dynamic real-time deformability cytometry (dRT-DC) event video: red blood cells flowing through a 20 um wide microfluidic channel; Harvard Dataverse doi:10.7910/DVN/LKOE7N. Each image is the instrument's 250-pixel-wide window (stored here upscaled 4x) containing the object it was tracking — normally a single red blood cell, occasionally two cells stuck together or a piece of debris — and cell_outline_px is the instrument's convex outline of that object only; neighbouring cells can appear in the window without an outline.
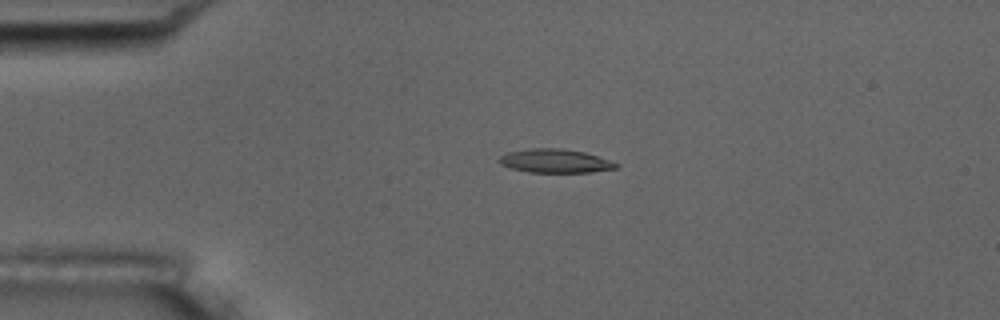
{"species": "common noctule bat (a hibernating species)", "species_latin": "Nyctalus noctula", "temperature_condition": "room temperature", "stored_images_in_passage": 5, "camera_frame_rate_fps": 3000, "um_per_image_px": 0.085, "animal": {"sex": "male", "body_mass_g": 17.5, "forearm_length_mm": 52.3}, "frame": {"image": 1, "passage_image": 4, "time_ms": 3.333, "image_size_px": [1000, 320], "cell_outline_px": [[620, 164], [616, 168], [592, 172], [528, 172], [512, 168], [500, 164], [500, 156], [508, 152], [532, 148], [560, 148], [584, 152]], "centroid_in_image_um": [47.18, 13.68], "position_along_channel_um": 37.8, "area_um2": 15.9}}